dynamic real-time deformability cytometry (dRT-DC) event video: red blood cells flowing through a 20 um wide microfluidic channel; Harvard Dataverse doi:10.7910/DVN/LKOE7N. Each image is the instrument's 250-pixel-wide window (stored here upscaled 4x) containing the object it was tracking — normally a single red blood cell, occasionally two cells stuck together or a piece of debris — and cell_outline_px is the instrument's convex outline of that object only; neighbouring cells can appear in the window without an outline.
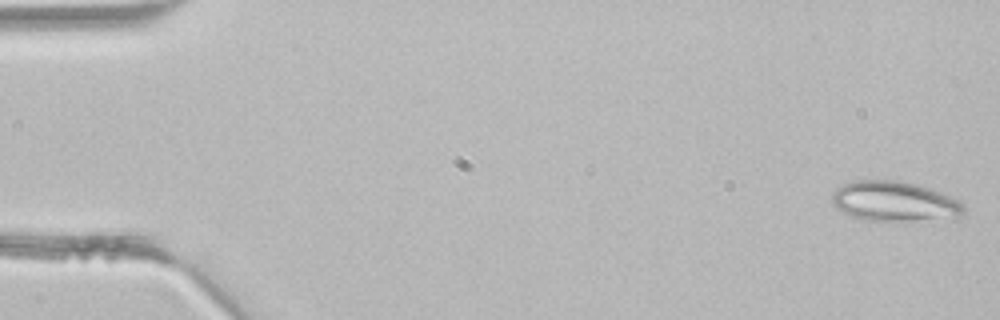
{"species": "common noctule bat (a hibernating species)", "species_latin": "Nyctalus noctula", "temperature_condition": "room temperature", "stored_images_in_passage": 4, "camera_frame_rate_fps": 3000, "um_per_image_px": 0.085, "animal": {"sex": "male", "body_mass_g": 21.5, "forearm_length_mm": 52.0}, "frame": {"image": 1, "passage_image": 1, "time_ms": 0.0, "image_size_px": [1000, 320], "cell_outline_px": [[964, 212], [956, 220], [904, 224], [864, 220], [852, 216], [836, 208], [832, 204], [832, 192], [836, 188], [844, 184], [856, 180], [896, 180], [928, 188], [940, 192], [960, 200], [964, 204]], "centroid_in_image_um": [76.11, 17.2], "position_along_channel_um": 8.9, "area_um2": 32.19}}